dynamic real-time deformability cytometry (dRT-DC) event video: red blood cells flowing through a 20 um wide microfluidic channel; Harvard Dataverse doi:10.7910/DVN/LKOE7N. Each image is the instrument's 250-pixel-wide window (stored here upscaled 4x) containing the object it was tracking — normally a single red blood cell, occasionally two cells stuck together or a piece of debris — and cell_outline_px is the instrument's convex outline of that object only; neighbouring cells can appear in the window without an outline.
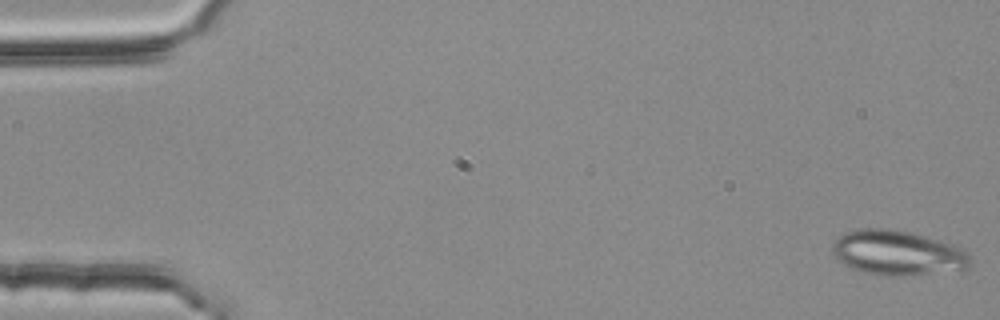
{"species": "common noctule bat (a hibernating species)", "species_latin": "Nyctalus noctula", "temperature_condition": "room temperature", "stored_images_in_passage": 52, "camera_frame_rate_fps": 3000, "um_per_image_px": 0.085, "animal": {"sex": "female", "body_mass_g": 25.1}, "frame": {"image": 1, "passage_image": 1, "time_ms": 0.0, "image_size_px": [1000, 320], "cell_outline_px": [[972, 260], [968, 268], [912, 276], [884, 276], [864, 272], [852, 268], [836, 260], [832, 252], [832, 244], [844, 232], [864, 228], [884, 228], [908, 232], [924, 236], [952, 244], [964, 248]], "centroid_in_image_um": [76.28, 21.51], "position_along_channel_um": 8.7, "area_um2": 36.13}}
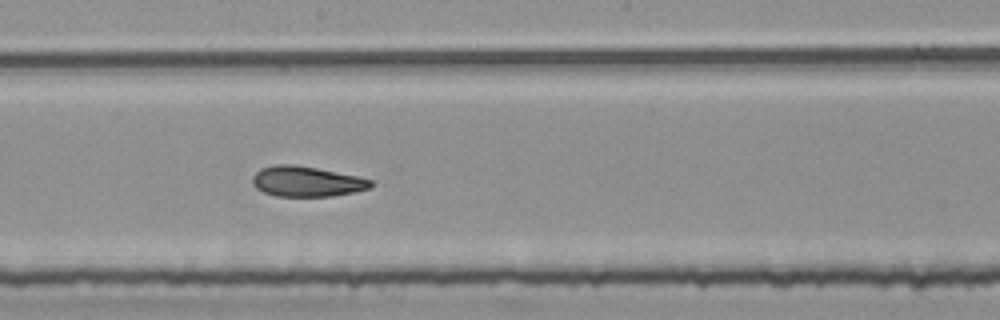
{"frame": {"image": 2, "passage_image": 30, "time_ms": 9.667, "image_size_px": [1000, 320], "cell_outline_px": [[376, 184], [372, 188], [356, 192], [332, 196], [276, 196], [264, 192], [256, 188], [252, 184], [252, 176], [260, 168], [276, 164], [292, 164], [316, 168], [356, 176], [372, 180]], "centroid_in_image_um": [26.08, 15.43], "position_along_channel_um": 222.1, "area_um2": 21.04}}
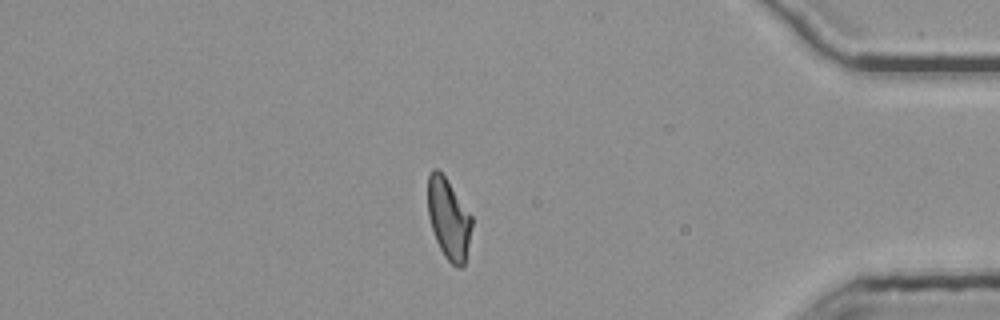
{"frame": {"image": 3, "passage_image": 47, "time_ms": 15.333, "image_size_px": [1000, 320], "cell_outline_px": [[472, 224], [464, 264], [460, 268], [456, 268], [444, 256], [436, 240], [428, 216], [428, 172], [432, 168], [436, 168], [444, 176], [472, 216]], "centroid_in_image_um": [38.11, 18.59], "position_along_channel_um": 397.1, "area_um2": 20.4}, "authors_computed_cell_mechanics": {"area_um2": 21.4727, "velocity_mm_per_s": 3.7339, "shape_relaxation_time_tau1_ms": null, "shape_relaxation_time_tau2_ms": 3.4143, "deformation_change_tau1": null, "deformation_change_tau2": 0.1006}}